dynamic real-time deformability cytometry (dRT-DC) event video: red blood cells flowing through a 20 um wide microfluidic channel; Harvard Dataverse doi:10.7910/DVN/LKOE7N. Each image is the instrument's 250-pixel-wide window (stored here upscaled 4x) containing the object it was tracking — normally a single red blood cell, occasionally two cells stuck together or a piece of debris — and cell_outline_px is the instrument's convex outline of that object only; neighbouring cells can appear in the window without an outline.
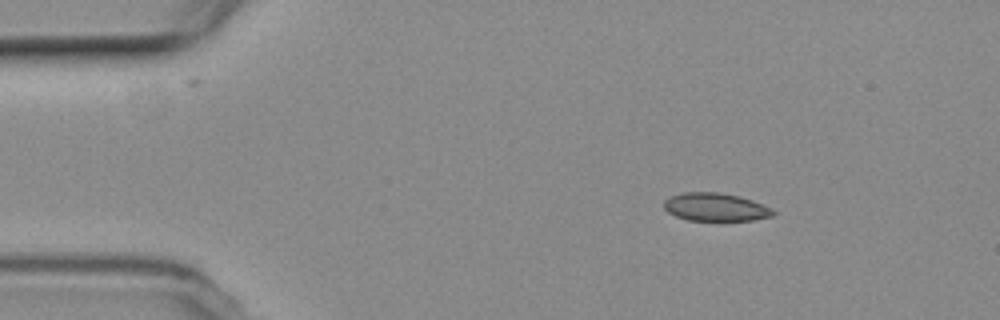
{"species": "common noctule bat (a hibernating species)", "species_latin": "Nyctalus noctula", "temperature_condition": "room temperature", "stored_images_in_passage": 4, "camera_frame_rate_fps": 3000, "um_per_image_px": 0.085, "animal": {"sex": "female", "body_mass_g": 19.3, "forearm_length_mm": 54.1}, "frame": {"image": 1, "passage_image": 2, "time_ms": 1.0, "image_size_px": [1000, 320], "cell_outline_px": [[776, 212], [772, 216], [752, 220], [688, 220], [676, 216], [668, 212], [664, 208], [664, 200], [668, 196], [684, 192], [716, 192], [736, 196], [752, 200], [772, 208]], "centroid_in_image_um": [60.79, 17.6], "position_along_channel_um": 24.2, "area_um2": 17.74}}